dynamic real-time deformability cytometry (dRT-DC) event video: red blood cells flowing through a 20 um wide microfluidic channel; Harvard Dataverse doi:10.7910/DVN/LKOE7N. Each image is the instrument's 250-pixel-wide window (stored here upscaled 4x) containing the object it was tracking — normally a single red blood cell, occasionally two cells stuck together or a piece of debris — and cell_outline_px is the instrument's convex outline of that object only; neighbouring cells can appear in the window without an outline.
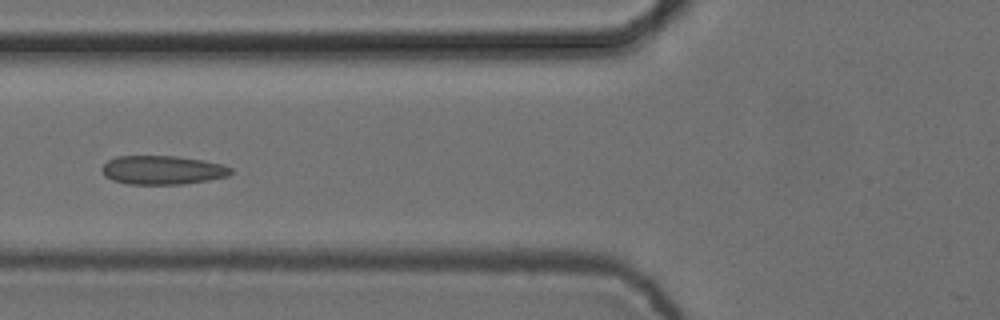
{"species": "common noctule bat (a hibernating species)", "species_latin": "Nyctalus noctula", "temperature_condition": "cold", "stored_images_in_passage": 6, "camera_frame_rate_fps": 3000, "um_per_image_px": 0.085, "animal": {"sex": "female", "body_mass_g": 24.6, "forearm_length_mm": 56.2}, "frame": {"image": 1, "passage_image": 6, "time_ms": 1.667, "image_size_px": [1000, 320], "cell_outline_px": [[232, 172], [228, 176], [208, 180], [184, 184], [128, 184], [112, 180], [104, 176], [100, 168], [108, 160], [116, 156], [176, 156], [200, 160], [220, 164], [232, 168]], "centroid_in_image_um": [13.77, 14.46], "position_along_channel_um": 112.0, "area_um2": 21.62}}